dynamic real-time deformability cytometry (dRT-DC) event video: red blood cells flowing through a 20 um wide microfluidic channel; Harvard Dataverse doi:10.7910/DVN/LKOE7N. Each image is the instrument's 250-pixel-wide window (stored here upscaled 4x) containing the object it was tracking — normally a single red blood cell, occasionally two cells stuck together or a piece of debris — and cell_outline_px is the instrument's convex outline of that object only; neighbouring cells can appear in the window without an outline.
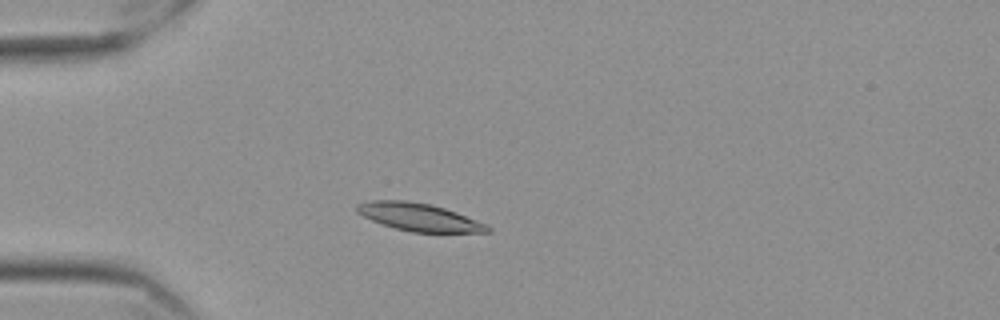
{"species": "Egyptian fruit bat (a non-hibernating species)", "species_latin": "Rousettus aegyptiacus", "temperature_condition": "cold", "stored_images_in_passage": 41, "camera_frame_rate_fps": 3000, "um_per_image_px": 0.085, "frame": {"image": 1, "passage_image": 10, "time_ms": 3.0, "image_size_px": [1000, 320], "cell_outline_px": [[492, 232], [412, 232], [396, 228], [372, 220], [356, 212], [356, 204], [368, 200], [404, 200], [428, 204], [444, 208], [456, 212], [476, 220], [492, 228]], "centroid_in_image_um": [35.59, 18.45], "position_along_channel_um": 49.4, "area_um2": 20.81}}
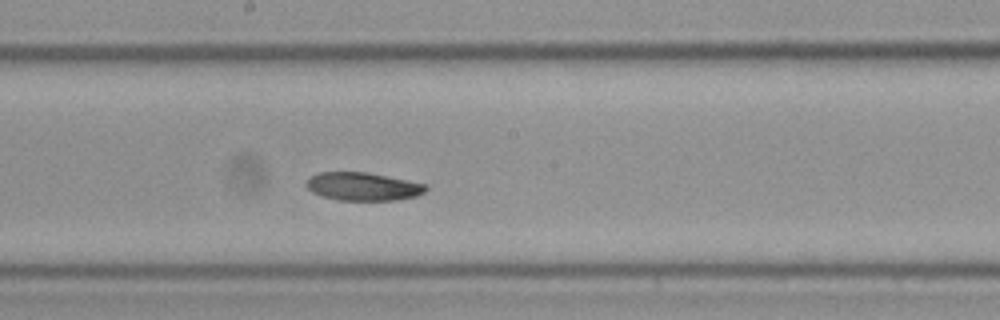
{"frame": {"image": 2, "passage_image": 26, "time_ms": 8.333, "image_size_px": [1000, 320], "cell_outline_px": [[428, 188], [424, 192], [416, 196], [396, 200], [336, 200], [312, 192], [308, 188], [308, 180], [312, 176], [320, 172], [368, 172], [428, 184]], "centroid_in_image_um": [30.91, 15.85], "position_along_channel_um": 217.3, "area_um2": 19.48}}
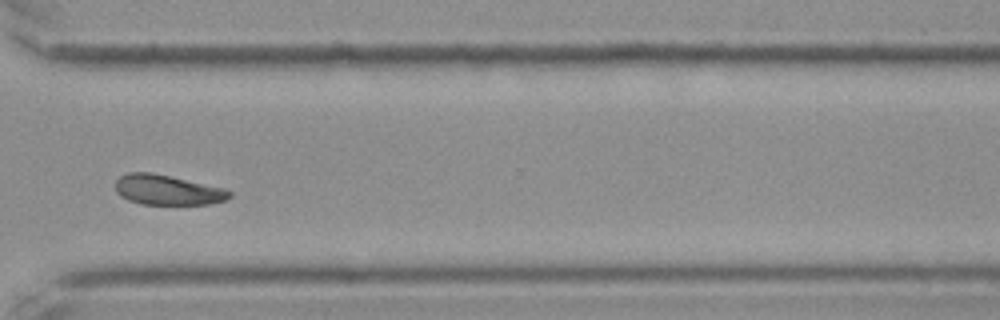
{"frame": {"image": 3, "passage_image": 38, "time_ms": 12.333, "image_size_px": [1000, 320], "cell_outline_px": [[232, 196], [224, 200], [208, 204], [140, 204], [128, 200], [120, 196], [116, 192], [116, 180], [120, 176], [128, 172], [152, 172], [224, 188], [232, 192]], "centroid_in_image_um": [14.21, 16.14], "position_along_channel_um": 356.4, "area_um2": 19.94}, "authors_computed_cell_mechanics": {"area_um2": 20.1144, "velocity_mm_per_s": 3.4722, "shape_relaxation_time_tau1_ms": 5.6764, "shape_relaxation_time_tau2_ms": null, "deformation_change_tau1": 0.1462, "deformation_change_tau2": null}}